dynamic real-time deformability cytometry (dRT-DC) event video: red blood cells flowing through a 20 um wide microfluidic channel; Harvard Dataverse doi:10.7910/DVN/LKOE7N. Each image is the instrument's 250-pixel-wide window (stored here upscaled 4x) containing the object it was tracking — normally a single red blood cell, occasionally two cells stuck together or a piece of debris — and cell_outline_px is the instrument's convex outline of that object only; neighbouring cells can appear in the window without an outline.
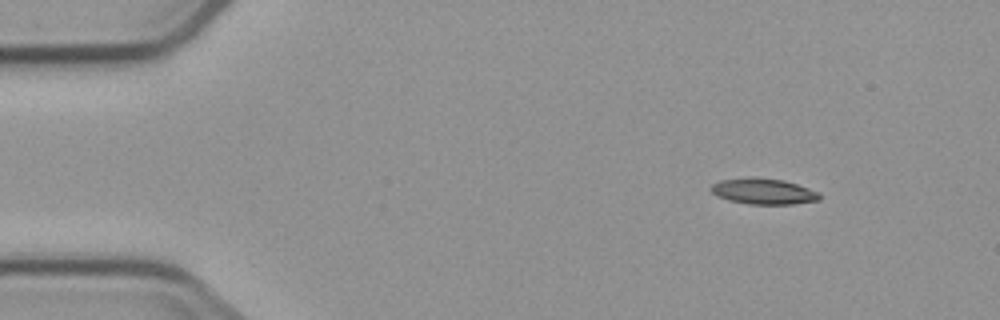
{"species": "common noctule bat (a hibernating species)", "species_latin": "Nyctalus noctula", "temperature_condition": "cold", "stored_images_in_passage": 4, "camera_frame_rate_fps": 3000, "um_per_image_px": 0.085, "animal": {"sex": "male", "body_mass_g": 23.1, "forearm_length_mm": 52.7}, "frame": {"image": 1, "passage_image": 1, "time_ms": 0.0, "image_size_px": [1000, 320], "cell_outline_px": [[820, 200], [792, 204], [748, 204], [728, 200], [716, 196], [708, 188], [712, 184], [720, 180], [784, 180], [820, 192]], "centroid_in_image_um": [64.91, 16.32], "position_along_channel_um": 20.1, "area_um2": 15.66}}
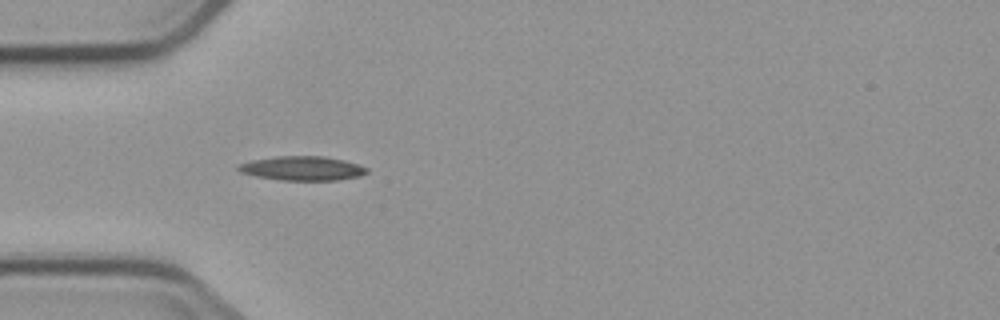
{"frame": {"image": 2, "passage_image": 4, "time_ms": 3.333, "image_size_px": [1000, 320], "cell_outline_px": [[368, 172], [360, 176], [336, 180], [280, 180], [256, 176], [240, 172], [236, 168], [240, 164], [252, 160], [276, 156], [324, 156], [344, 160], [360, 164], [368, 168]], "centroid_in_image_um": [25.73, 14.3], "position_along_channel_um": 59.3, "area_um2": 18.15}}